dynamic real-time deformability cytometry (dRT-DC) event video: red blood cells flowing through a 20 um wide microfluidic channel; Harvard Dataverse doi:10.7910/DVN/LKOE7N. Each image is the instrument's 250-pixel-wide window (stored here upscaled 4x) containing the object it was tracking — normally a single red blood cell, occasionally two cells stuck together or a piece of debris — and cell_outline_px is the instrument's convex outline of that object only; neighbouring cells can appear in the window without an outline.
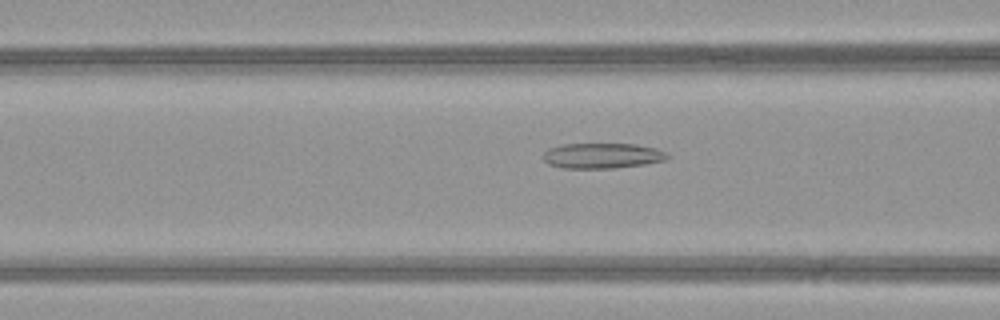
{"species": "common noctule bat (a hibernating species)", "species_latin": "Nyctalus noctula", "temperature_condition": "warm", "stored_images_in_passage": 51, "camera_frame_rate_fps": 3000, "um_per_image_px": 0.085, "animal": {"sex": "female", "body_mass_g": 21.9}, "frame": {"image": 1, "passage_image": 22, "time_ms": 7.0, "image_size_px": [1000, 320], "cell_outline_px": [[668, 156], [664, 160], [644, 164], [616, 168], [564, 168], [548, 164], [544, 160], [544, 152], [548, 148], [564, 144], [636, 144], [656, 148], [668, 152]], "centroid_in_image_um": [51.19, 13.23], "position_along_channel_um": 115.4, "area_um2": 18.32}}
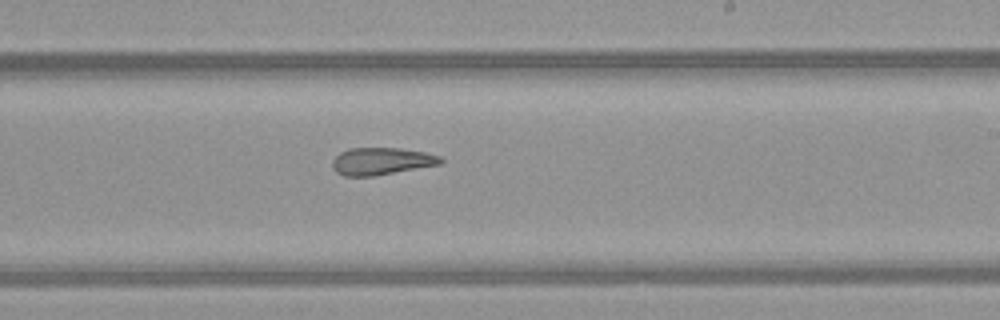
{"frame": {"image": 2, "passage_image": 32, "time_ms": 10.333, "image_size_px": [1000, 320], "cell_outline_px": [[444, 160], [440, 164], [372, 176], [344, 176], [336, 172], [332, 168], [332, 160], [340, 152], [348, 148], [400, 148], [424, 152], [440, 156]], "centroid_in_image_um": [32.38, 13.69], "position_along_channel_um": 256.6, "area_um2": 17.11}}
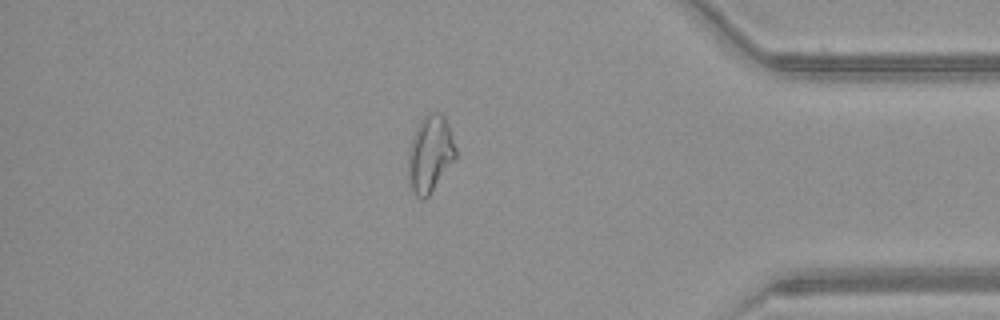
{"frame": {"image": 3, "passage_image": 44, "time_ms": 14.333, "image_size_px": [1000, 320], "cell_outline_px": [[456, 156], [428, 196], [424, 200], [420, 200], [416, 196], [412, 188], [408, 168], [408, 156], [412, 140], [416, 128], [424, 116], [428, 112], [440, 112], [444, 116], [448, 124], [456, 148]], "centroid_in_image_um": [36.56, 13.06], "position_along_channel_um": 398.6, "area_um2": 20.69}, "authors_computed_cell_mechanics": {"area_um2": 22.0218, "velocity_mm_per_s": 4.2241, "shape_relaxation_time_tau1_ms": null, "shape_relaxation_time_tau2_ms": 2.9771, "deformation_change_tau1": null, "deformation_change_tau2": 0.1127}}